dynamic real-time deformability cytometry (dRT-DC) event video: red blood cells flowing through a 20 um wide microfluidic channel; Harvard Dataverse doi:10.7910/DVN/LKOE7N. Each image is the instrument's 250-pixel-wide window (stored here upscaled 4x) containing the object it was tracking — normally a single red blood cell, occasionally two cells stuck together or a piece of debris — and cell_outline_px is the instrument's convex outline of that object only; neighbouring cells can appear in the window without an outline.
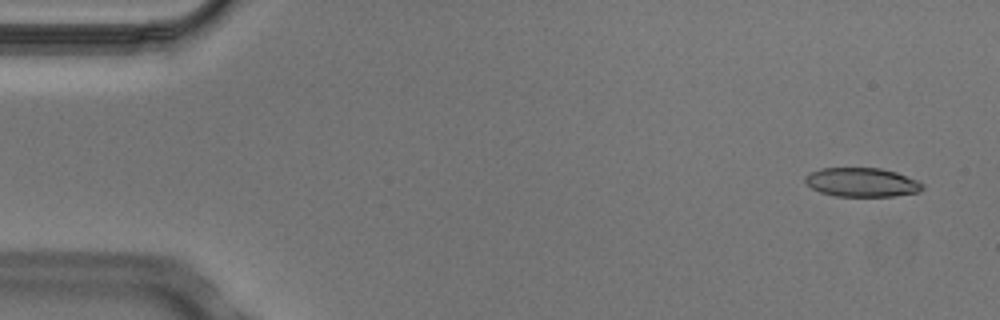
{"species": "Egyptian fruit bat (a non-hibernating species)", "species_latin": "Rousettus aegyptiacus", "temperature_condition": "cold", "stored_images_in_passage": 4, "camera_frame_rate_fps": 3000, "um_per_image_px": 0.085, "animal": {"sex": "male"}, "frame": {"image": 1, "passage_image": 1, "time_ms": 0.0, "image_size_px": [1000, 320], "cell_outline_px": [[924, 188], [920, 192], [892, 196], [836, 196], [820, 192], [812, 188], [804, 180], [804, 176], [808, 172], [820, 168], [880, 168], [896, 172], [916, 180], [924, 184]], "centroid_in_image_um": [73.24, 15.49], "position_along_channel_um": 11.8, "area_um2": 19.88}}
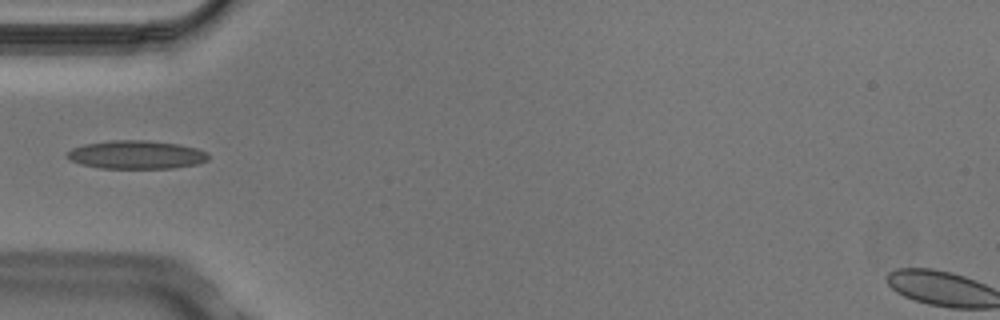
{"frame": {"image": 2, "passage_image": 4, "time_ms": 1.0, "image_size_px": [1000, 320], "cell_outline_px": [[208, 160], [200, 164], [172, 168], [100, 168], [80, 164], [68, 160], [64, 156], [72, 148], [84, 144], [112, 140], [144, 140], [176, 144], [196, 148], [204, 152], [208, 156]], "centroid_in_image_um": [11.54, 13.16], "position_along_channel_um": 73.5, "area_um2": 23.35}}